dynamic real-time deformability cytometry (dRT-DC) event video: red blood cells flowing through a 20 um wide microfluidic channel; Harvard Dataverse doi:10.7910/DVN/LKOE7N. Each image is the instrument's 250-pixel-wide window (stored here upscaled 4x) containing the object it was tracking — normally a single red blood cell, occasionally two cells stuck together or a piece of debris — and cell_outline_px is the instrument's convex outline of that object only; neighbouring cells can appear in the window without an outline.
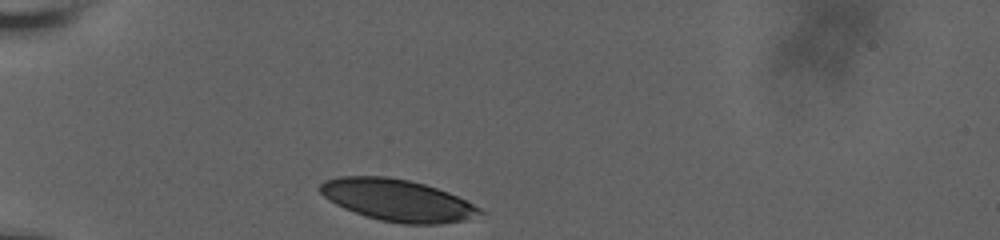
{"species": "human", "species_latin": "Homo sapiens", "temperature_condition": "room temperature", "stored_images_in_passage": 7, "camera_frame_rate_fps": 3000, "um_per_image_px": 0.085, "donor": {"sex": "male"}, "frame": {"image": 1, "passage_image": 1, "time_ms": 0.0, "image_size_px": [1000, 240], "cell_outline_px": [[488, 212], [468, 220], [440, 224], [404, 224], [380, 220], [364, 216], [344, 208], [328, 200], [320, 192], [320, 184], [324, 180], [340, 176], [388, 176], [408, 180], [424, 184], [448, 192]], "centroid_in_image_um": [33.79, 17.03], "position_along_channel_um": 51.2, "area_um2": 39.02}}
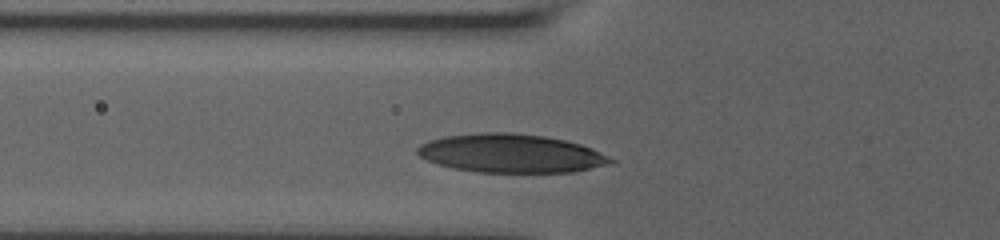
{"frame": {"image": 2, "passage_image": 6, "time_ms": 1.667, "image_size_px": [1000, 240], "cell_outline_px": [[616, 160], [608, 164], [572, 172], [476, 172], [452, 168], [428, 160], [420, 156], [416, 152], [416, 148], [420, 144], [444, 136], [484, 132], [508, 132], [544, 136], [564, 140], [580, 144], [608, 156]], "centroid_in_image_um": [43.4, 13.03], "position_along_channel_um": 82.4, "area_um2": 43.06}}